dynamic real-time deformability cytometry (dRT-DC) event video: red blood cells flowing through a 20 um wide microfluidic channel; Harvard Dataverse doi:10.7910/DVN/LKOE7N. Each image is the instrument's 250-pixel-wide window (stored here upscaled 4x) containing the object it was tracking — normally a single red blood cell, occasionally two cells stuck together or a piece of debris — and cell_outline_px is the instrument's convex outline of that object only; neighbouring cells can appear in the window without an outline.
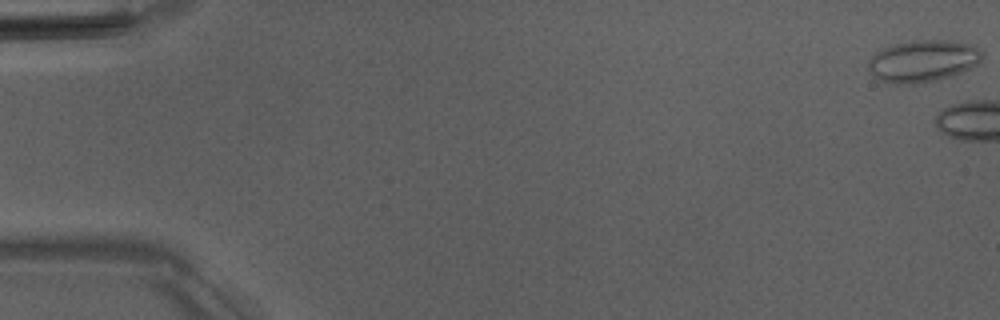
{"species": "Egyptian fruit bat (a non-hibernating species)", "species_latin": "Rousettus aegyptiacus", "temperature_condition": "room temperature", "stored_images_in_passage": 7, "camera_frame_rate_fps": 3000, "um_per_image_px": 0.085, "animal": {"sex": "male"}, "frame": {"image": 1, "passage_image": 1, "time_ms": 0.0, "image_size_px": [1000, 320], "cell_outline_px": [[980, 60], [976, 64], [952, 76], [936, 80], [912, 84], [896, 84], [876, 80], [868, 72], [868, 60], [876, 52], [892, 44], [912, 40], [952, 40], [972, 44], [980, 52]], "centroid_in_image_um": [78.36, 5.19], "position_along_channel_um": 6.6, "area_um2": 27.86}}